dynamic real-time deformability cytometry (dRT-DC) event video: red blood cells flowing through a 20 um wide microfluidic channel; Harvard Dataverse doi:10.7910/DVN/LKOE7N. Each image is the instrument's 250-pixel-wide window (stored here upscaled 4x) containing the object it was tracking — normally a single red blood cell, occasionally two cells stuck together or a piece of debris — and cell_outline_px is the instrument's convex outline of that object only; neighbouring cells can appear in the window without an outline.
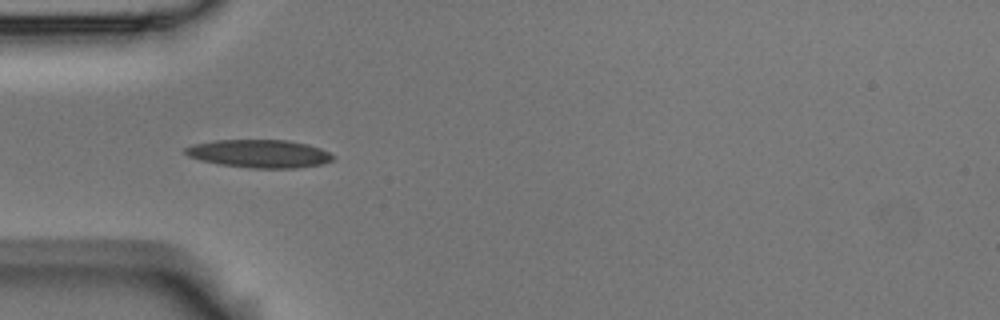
{"species": "Egyptian fruit bat (a non-hibernating species)", "species_latin": "Rousettus aegyptiacus", "temperature_condition": "room temperature", "stored_images_in_passage": 4, "camera_frame_rate_fps": 3000, "um_per_image_px": 0.085, "animal": {"sex": "male"}, "frame": {"image": 1, "passage_image": 3, "time_ms": 0.667, "image_size_px": [1000, 320], "cell_outline_px": [[336, 156], [332, 160], [320, 164], [296, 168], [248, 168], [220, 164], [200, 160], [188, 156], [184, 152], [184, 148], [192, 144], [216, 140], [288, 140], [308, 144], [320, 148]], "centroid_in_image_um": [22.03, 13.06], "position_along_channel_um": 63.0, "area_um2": 24.16}}
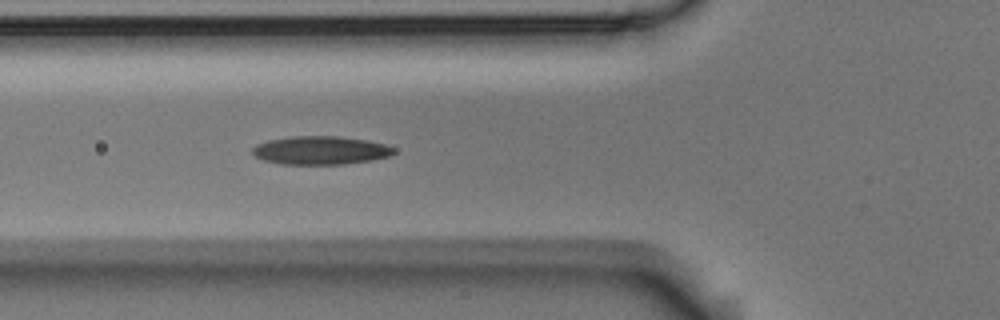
{"frame": {"image": 2, "passage_image": 4, "time_ms": 1.0, "image_size_px": [1000, 320], "cell_outline_px": [[396, 152], [392, 156], [372, 160], [344, 164], [280, 164], [264, 160], [256, 156], [252, 152], [252, 148], [256, 144], [268, 140], [292, 136], [336, 136], [368, 140], [384, 144], [396, 148]], "centroid_in_image_um": [27.28, 12.78], "position_along_channel_um": 98.5, "area_um2": 23.52}}